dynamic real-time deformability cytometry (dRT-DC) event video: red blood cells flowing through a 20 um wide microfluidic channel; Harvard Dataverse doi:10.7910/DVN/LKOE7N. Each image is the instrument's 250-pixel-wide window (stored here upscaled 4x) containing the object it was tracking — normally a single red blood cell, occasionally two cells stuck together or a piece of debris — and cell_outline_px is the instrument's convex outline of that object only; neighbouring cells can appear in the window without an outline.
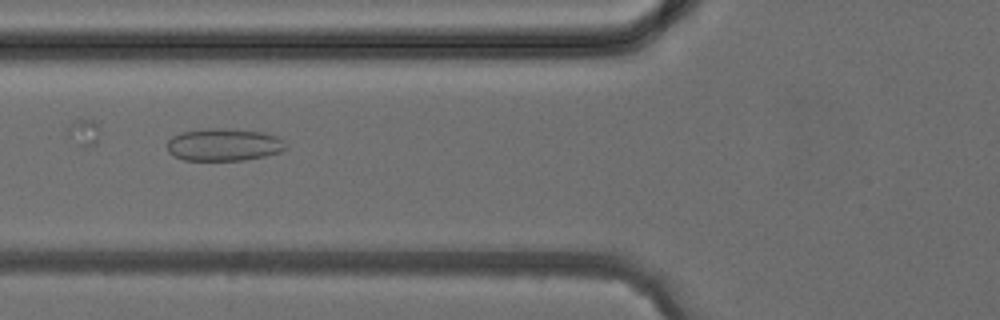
{"species": "common noctule bat (a hibernating species)", "species_latin": "Nyctalus noctula", "temperature_condition": "cold", "stored_images_in_passage": 4, "camera_frame_rate_fps": 3000, "um_per_image_px": 0.085, "animal": {"sex": "female", "body_mass_g": 24.6, "forearm_length_mm": 56.2}, "frame": {"image": 1, "passage_image": 4, "time_ms": 4.333, "image_size_px": [1000, 320], "cell_outline_px": [[284, 148], [280, 152], [264, 156], [244, 160], [184, 160], [172, 156], [168, 152], [168, 140], [172, 136], [180, 132], [208, 128], [224, 128], [264, 132], [276, 136], [280, 140]], "centroid_in_image_um": [18.95, 12.29], "position_along_channel_um": 106.9, "area_um2": 22.31}}